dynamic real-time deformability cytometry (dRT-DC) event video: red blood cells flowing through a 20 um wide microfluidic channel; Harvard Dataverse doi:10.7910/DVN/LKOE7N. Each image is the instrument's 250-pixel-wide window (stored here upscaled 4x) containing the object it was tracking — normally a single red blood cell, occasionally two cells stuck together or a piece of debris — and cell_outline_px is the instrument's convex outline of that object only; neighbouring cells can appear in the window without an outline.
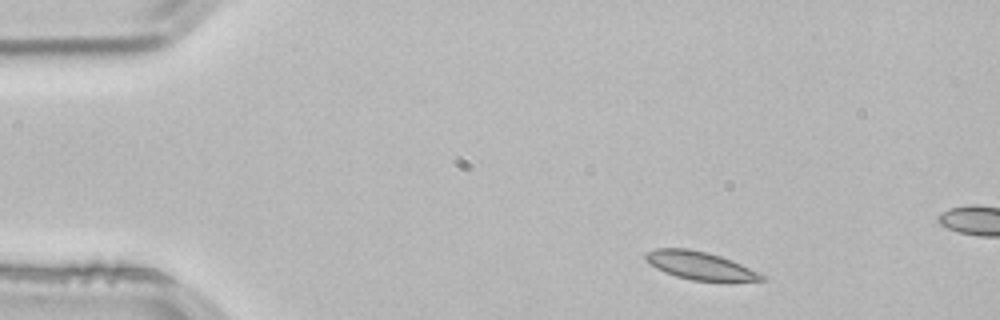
{"species": "common noctule bat (a hibernating species)", "species_latin": "Nyctalus noctula", "temperature_condition": "room temperature", "stored_images_in_passage": 8, "camera_frame_rate_fps": 3000, "um_per_image_px": 0.085, "animal": {"sex": "male", "body_mass_g": 21.5, "forearm_length_mm": 52.0}, "frame": {"image": 1, "passage_image": 1, "time_ms": 0.0, "image_size_px": [1000, 320], "cell_outline_px": [[764, 280], [728, 284], [692, 280], [676, 276], [664, 272], [656, 268], [644, 260], [644, 252], [656, 248], [688, 248], [708, 252], [732, 260], [764, 276]], "centroid_in_image_um": [59.5, 22.61], "position_along_channel_um": 25.5, "area_um2": 19.59}}